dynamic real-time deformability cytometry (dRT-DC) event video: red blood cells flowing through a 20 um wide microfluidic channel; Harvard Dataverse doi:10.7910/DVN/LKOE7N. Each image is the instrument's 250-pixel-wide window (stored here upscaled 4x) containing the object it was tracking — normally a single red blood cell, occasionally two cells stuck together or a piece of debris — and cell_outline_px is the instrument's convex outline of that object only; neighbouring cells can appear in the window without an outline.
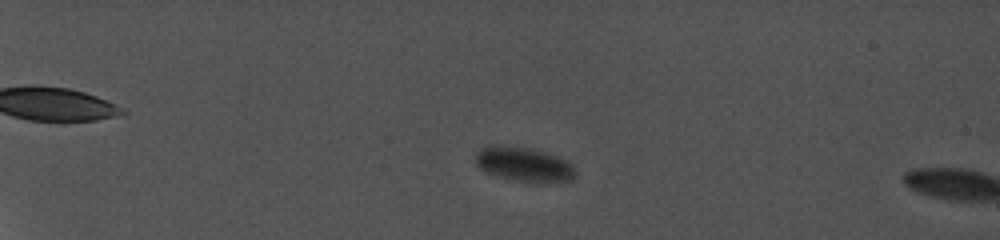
{"species": "common noctule bat (a hibernating species)", "species_latin": "Nyctalus noctula", "temperature_condition": "cold", "stored_images_in_passage": 68, "camera_frame_rate_fps": 5000, "um_per_image_px": 0.085, "animal": {"sex": "female", "body_mass_g": 19.0, "forearm_length_mm": 56.7}, "frame": {"image": 1, "passage_image": 17, "time_ms": 4.6, "image_size_px": [1000, 240], "cell_outline_px": [[576, 176], [572, 180], [540, 184], [532, 184], [512, 180], [496, 176], [480, 168], [476, 164], [476, 152], [480, 148], [488, 144], [496, 144], [528, 148], [556, 156], [568, 160], [572, 164], [576, 172]], "centroid_in_image_um": [44.54, 13.99], "position_along_channel_um": 40.5, "area_um2": 20.58}}
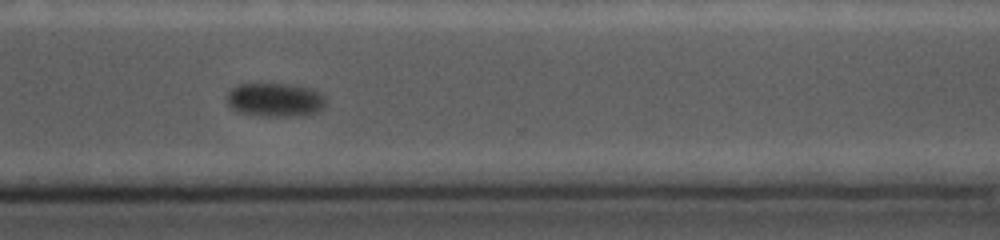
{"frame": {"image": 2, "passage_image": 64, "time_ms": 16.0, "image_size_px": [1000, 240], "cell_outline_px": [[324, 108], [316, 112], [292, 116], [264, 116], [240, 112], [232, 108], [228, 104], [228, 92], [232, 88], [240, 84], [288, 84], [308, 88], [320, 92], [324, 96]], "centroid_in_image_um": [23.38, 8.48], "position_along_channel_um": 347.2, "area_um2": 19.13}}
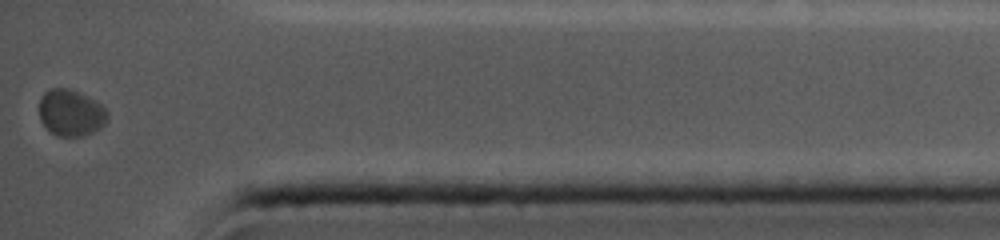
{"frame": {"image": 3, "passage_image": 68, "time_ms": 18.4, "image_size_px": [1000, 240], "cell_outline_px": [[108, 120], [100, 128], [84, 136], [56, 136], [40, 120], [40, 96], [48, 88], [68, 88], [80, 92], [96, 100], [108, 112]], "centroid_in_image_um": [6.03, 9.57], "position_along_channel_um": 429.2, "area_um2": 18.61}, "authors_computed_cell_mechanics": {"area_um2": 20.7502, "velocity_mm_per_s": 3.6149, "shape_relaxation_time_tau1_ms": 2.5296, "shape_relaxation_time_tau2_ms": null, "deformation_change_tau1": 0.0456, "deformation_change_tau2": null}}